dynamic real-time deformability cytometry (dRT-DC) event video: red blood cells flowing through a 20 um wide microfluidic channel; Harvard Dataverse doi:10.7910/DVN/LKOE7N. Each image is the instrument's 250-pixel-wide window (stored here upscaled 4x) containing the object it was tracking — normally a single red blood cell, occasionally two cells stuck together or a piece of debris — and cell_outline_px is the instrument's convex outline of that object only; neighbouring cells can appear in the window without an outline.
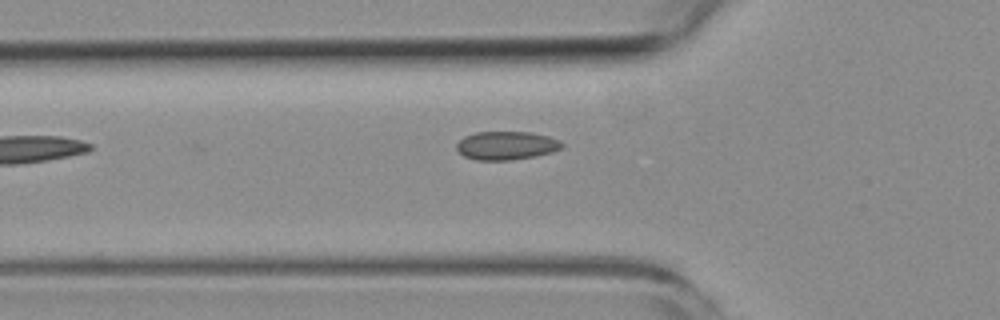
{"species": "common noctule bat (a hibernating species)", "species_latin": "Nyctalus noctula", "temperature_condition": "room temperature", "stored_images_in_passage": 3, "camera_frame_rate_fps": 3000, "um_per_image_px": 0.085, "animal": {"sex": "female", "body_mass_g": 19.3, "forearm_length_mm": 54.1}, "frame": {"image": 1, "passage_image": 2, "time_ms": 1.333, "image_size_px": [1000, 320], "cell_outline_px": [[564, 144], [560, 148], [552, 152], [536, 156], [512, 160], [476, 160], [464, 156], [456, 148], [456, 144], [464, 136], [476, 132], [528, 132], [548, 136], [560, 140]], "centroid_in_image_um": [43.04, 12.37], "position_along_channel_um": 82.8, "area_um2": 17.46}}
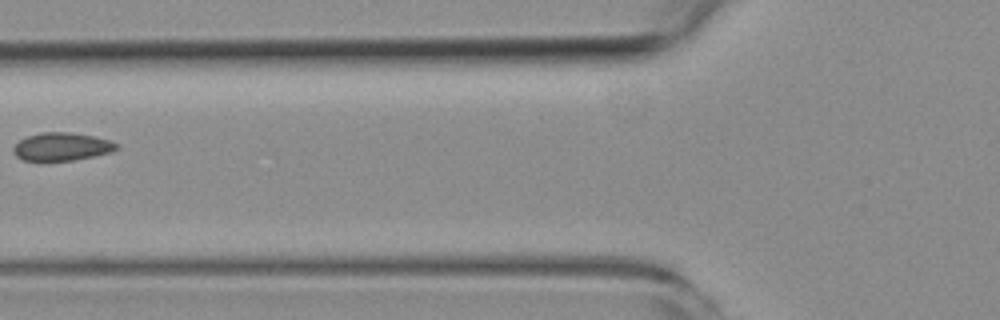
{"frame": {"image": 2, "passage_image": 3, "time_ms": 2.333, "image_size_px": [1000, 320], "cell_outline_px": [[120, 148], [112, 152], [72, 160], [40, 164], [24, 160], [16, 156], [12, 152], [12, 148], [20, 140], [28, 136], [40, 132], [72, 132], [92, 136], [108, 140], [120, 144]], "centroid_in_image_um": [5.21, 12.5], "position_along_channel_um": 120.6, "area_um2": 17.46}}